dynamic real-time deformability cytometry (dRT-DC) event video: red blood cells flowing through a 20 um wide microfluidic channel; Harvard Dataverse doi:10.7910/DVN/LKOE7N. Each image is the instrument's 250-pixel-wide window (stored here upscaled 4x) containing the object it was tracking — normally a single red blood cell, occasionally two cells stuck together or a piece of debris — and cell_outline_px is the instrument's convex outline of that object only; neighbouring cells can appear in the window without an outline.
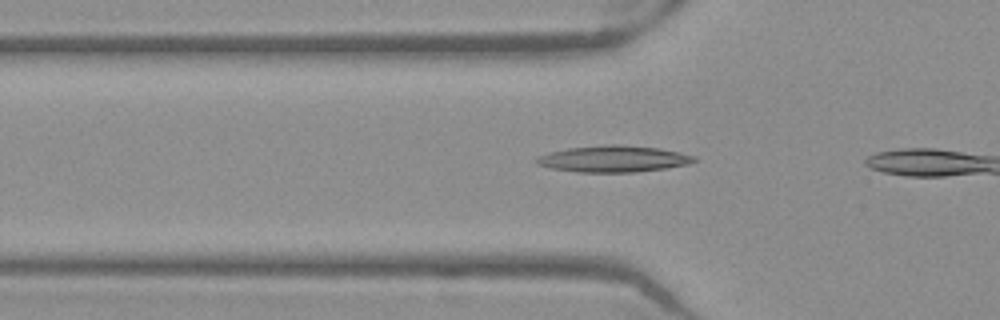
{"species": "Egyptian fruit bat (a non-hibernating species)", "species_latin": "Rousettus aegyptiacus", "temperature_condition": "warm", "stored_images_in_passage": 6, "camera_frame_rate_fps": 3000, "um_per_image_px": 0.085, "frame": {"image": 1, "passage_image": 4, "time_ms": 1.0, "image_size_px": [1000, 320], "cell_outline_px": [[696, 160], [688, 164], [664, 168], [632, 172], [576, 172], [552, 168], [536, 164], [532, 160], [536, 156], [548, 152], [568, 148], [608, 144], [620, 144], [660, 148], [680, 152], [696, 156]], "centroid_in_image_um": [52.09, 13.49], "position_along_channel_um": 73.7, "area_um2": 24.45}}